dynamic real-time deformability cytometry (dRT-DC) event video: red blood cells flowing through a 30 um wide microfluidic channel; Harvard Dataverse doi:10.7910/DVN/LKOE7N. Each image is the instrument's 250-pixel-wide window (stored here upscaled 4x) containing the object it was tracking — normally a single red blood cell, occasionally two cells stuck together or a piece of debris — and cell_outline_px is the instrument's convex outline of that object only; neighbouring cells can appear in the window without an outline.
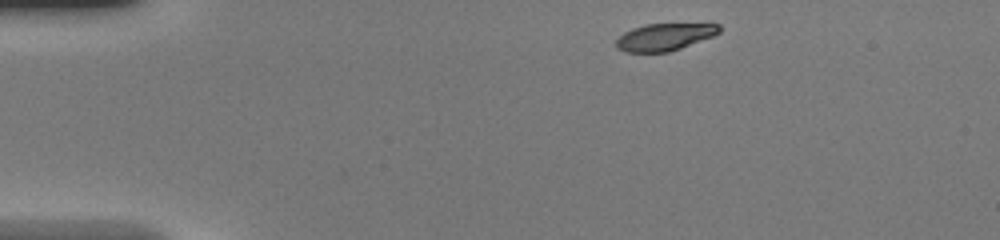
{"species": "common noctule bat (a hibernating species)", "species_latin": "Nyctalus noctula", "temperature_condition": "warm", "stored_images_in_passage": 39, "camera_frame_rate_fps": 3000, "um_per_image_px": 0.085, "animal": {"sex": "female", "body_mass_g": 20.0, "forearm_length_mm": 54.0}, "frame": {"image": 1, "passage_image": 1, "time_ms": 0.0, "image_size_px": [1000, 240], "cell_outline_px": [[720, 32], [712, 36], [680, 48], [668, 52], [624, 52], [616, 48], [616, 40], [624, 32], [632, 28], [644, 24], [720, 24]], "centroid_in_image_um": [56.44, 3.14], "position_along_channel_um": 28.6, "area_um2": 16.18}}
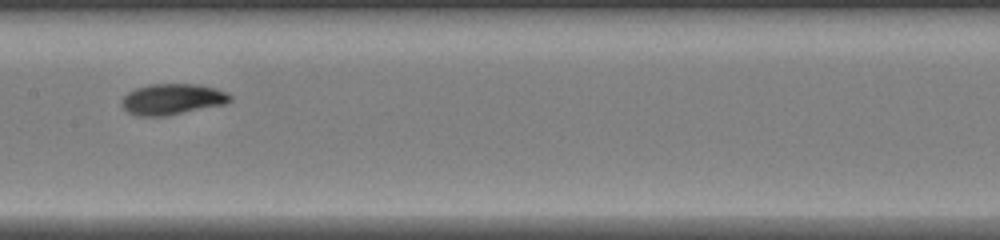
{"frame": {"image": 2, "passage_image": 17, "time_ms": 5.333, "image_size_px": [1000, 240], "cell_outline_px": [[232, 100], [224, 104], [164, 116], [136, 116], [128, 112], [120, 104], [120, 100], [128, 92], [136, 88], [148, 84], [196, 84], [216, 88], [228, 92], [232, 96]], "centroid_in_image_um": [14.63, 8.42], "position_along_channel_um": 192.8, "area_um2": 19.59}}
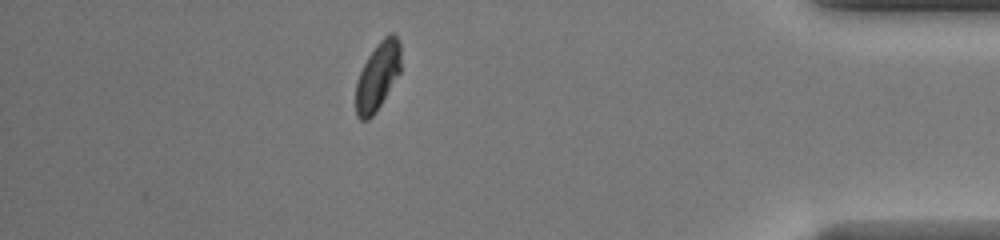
{"frame": {"image": 3, "passage_image": 34, "time_ms": 11.0, "image_size_px": [1000, 240], "cell_outline_px": [[400, 72], [376, 112], [368, 120], [360, 120], [356, 116], [356, 80], [368, 56], [376, 44], [388, 32], [392, 32], [396, 36], [400, 44]], "centroid_in_image_um": [32.09, 6.47], "position_along_channel_um": 403.1, "area_um2": 17.86}}